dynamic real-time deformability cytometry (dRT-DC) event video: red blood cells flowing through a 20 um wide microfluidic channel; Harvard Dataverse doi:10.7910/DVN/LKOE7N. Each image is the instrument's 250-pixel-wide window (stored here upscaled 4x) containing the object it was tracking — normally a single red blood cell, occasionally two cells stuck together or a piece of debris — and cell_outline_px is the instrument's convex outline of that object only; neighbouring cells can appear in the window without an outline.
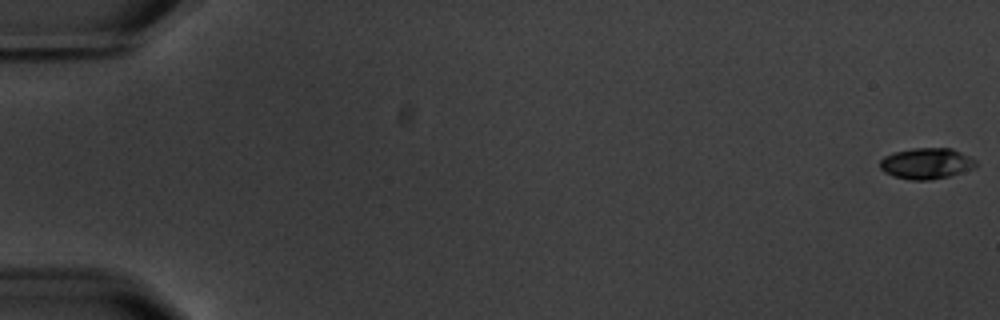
{"species": "common noctule bat (a hibernating species)", "species_latin": "Nyctalus noctula", "temperature_condition": "warm", "stored_images_in_passage": 6, "camera_frame_rate_fps": 3000, "um_per_image_px": 0.085, "animal": {"sex": "male", "body_mass_g": 20.1, "forearm_length_mm": 53.5}, "frame": {"image": 1, "passage_image": 1, "time_ms": 0.0, "image_size_px": [1000, 320], "cell_outline_px": [[976, 168], [948, 176], [928, 180], [912, 180], [892, 176], [884, 172], [880, 168], [880, 160], [884, 156], [892, 152], [912, 148], [952, 148], [976, 160]], "centroid_in_image_um": [78.72, 13.89], "position_along_channel_um": 6.3, "area_um2": 17.4}}
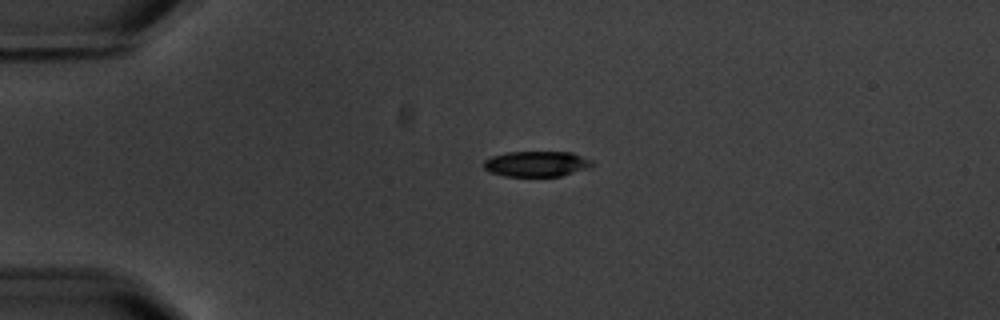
{"frame": {"image": 2, "passage_image": 5, "time_ms": 4.667, "image_size_px": [1000, 320], "cell_outline_px": [[596, 164], [592, 168], [560, 176], [504, 176], [492, 172], [484, 168], [484, 160], [492, 156], [508, 152], [572, 152], [592, 160]], "centroid_in_image_um": [45.68, 13.93], "position_along_channel_um": 39.3, "area_um2": 16.24}}